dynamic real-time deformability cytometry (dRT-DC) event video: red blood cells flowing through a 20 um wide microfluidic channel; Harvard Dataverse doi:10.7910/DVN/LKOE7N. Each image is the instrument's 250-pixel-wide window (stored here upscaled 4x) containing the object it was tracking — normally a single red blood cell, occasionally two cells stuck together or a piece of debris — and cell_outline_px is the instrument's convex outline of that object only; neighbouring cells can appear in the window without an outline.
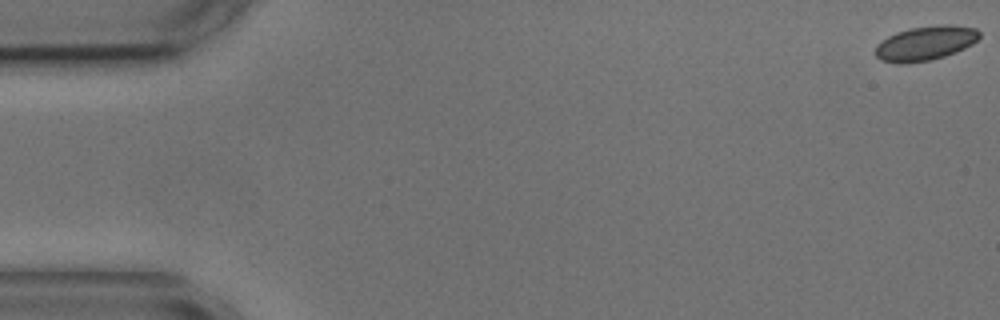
{"species": "common noctule bat (a hibernating species)", "species_latin": "Nyctalus noctula", "temperature_condition": "cold", "stored_images_in_passage": 5, "camera_frame_rate_fps": 3000, "um_per_image_px": 0.085, "animal": {"sex": "male", "body_mass_g": 17.9, "forearm_length_mm": 54.2}, "frame": {"image": 1, "passage_image": 1, "time_ms": 0.0, "image_size_px": [1000, 320], "cell_outline_px": [[980, 36], [972, 44], [956, 52], [932, 60], [908, 64], [896, 64], [880, 60], [876, 56], [876, 44], [888, 36], [896, 32], [912, 28], [940, 24], [952, 24], [976, 28], [980, 32]], "centroid_in_image_um": [78.65, 3.68], "position_along_channel_um": 6.3, "area_um2": 21.1}}
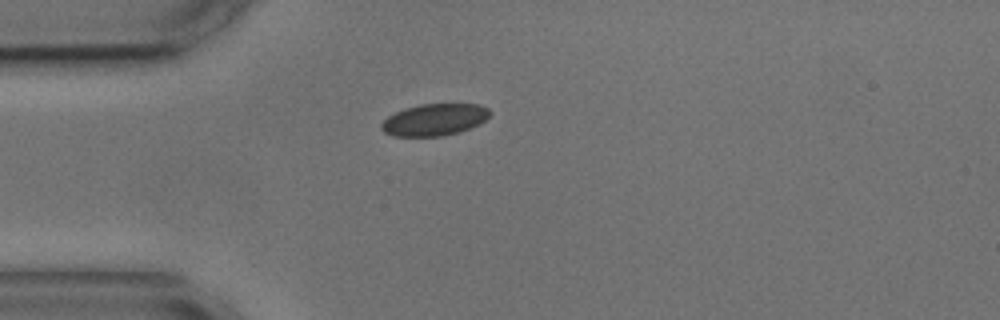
{"frame": {"image": 2, "passage_image": 5, "time_ms": 4.667, "image_size_px": [1000, 320], "cell_outline_px": [[492, 112], [480, 124], [456, 132], [440, 136], [392, 136], [384, 132], [380, 128], [380, 124], [388, 116], [404, 108], [420, 104], [480, 104], [488, 108]], "centroid_in_image_um": [36.9, 10.16], "position_along_channel_um": 48.1, "area_um2": 20.06}}